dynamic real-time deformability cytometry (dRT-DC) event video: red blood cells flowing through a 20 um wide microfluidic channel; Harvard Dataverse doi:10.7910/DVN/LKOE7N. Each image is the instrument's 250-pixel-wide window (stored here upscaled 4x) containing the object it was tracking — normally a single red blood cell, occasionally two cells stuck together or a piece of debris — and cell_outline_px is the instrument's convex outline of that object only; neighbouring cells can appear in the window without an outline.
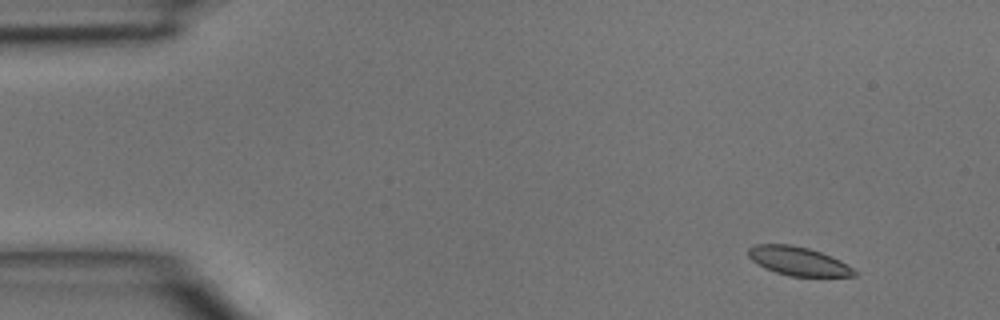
{"species": "common noctule bat (a hibernating species)", "species_latin": "Nyctalus noctula", "temperature_condition": "room temperature", "stored_images_in_passage": 4, "camera_frame_rate_fps": 3000, "um_per_image_px": 0.085, "animal": {"sex": "male", "body_mass_g": 15.6}, "frame": {"image": 1, "passage_image": 2, "time_ms": 0.333, "image_size_px": [1000, 320], "cell_outline_px": [[856, 276], [788, 276], [764, 268], [752, 260], [748, 256], [748, 248], [756, 244], [792, 244], [808, 248], [832, 256], [840, 260], [852, 268], [856, 272]], "centroid_in_image_um": [67.83, 22.19], "position_along_channel_um": 17.2, "area_um2": 17.69}}